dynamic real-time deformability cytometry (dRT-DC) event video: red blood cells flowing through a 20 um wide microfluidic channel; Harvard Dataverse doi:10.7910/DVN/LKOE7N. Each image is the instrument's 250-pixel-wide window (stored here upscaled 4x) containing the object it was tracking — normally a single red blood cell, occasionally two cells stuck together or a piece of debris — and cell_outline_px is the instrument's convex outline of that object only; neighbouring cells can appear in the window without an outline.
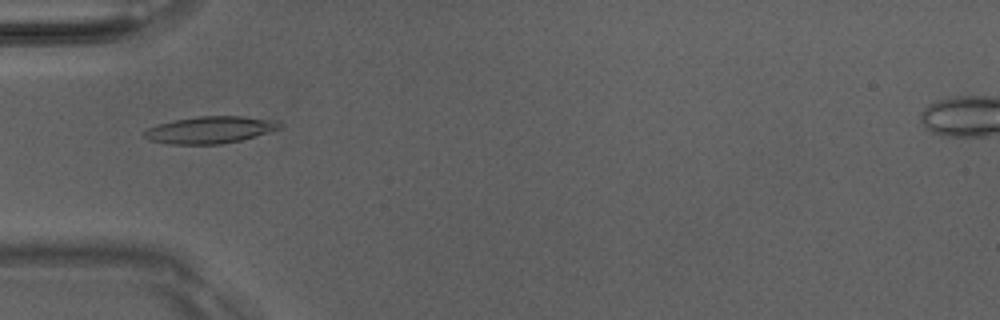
{"species": "Egyptian fruit bat (a non-hibernating species)", "species_latin": "Rousettus aegyptiacus", "temperature_condition": "room temperature", "stored_images_in_passage": 47, "camera_frame_rate_fps": 3000, "um_per_image_px": 0.085, "animal": {"sex": "male"}, "frame": {"image": 1, "passage_image": 13, "time_ms": 4.0, "image_size_px": [1000, 320], "cell_outline_px": [[284, 124], [280, 128], [268, 132], [240, 140], [220, 144], [168, 144], [148, 140], [144, 136], [144, 132], [148, 128], [160, 124], [176, 120], [196, 116], [240, 116], [280, 120]], "centroid_in_image_um": [17.89, 11.03], "position_along_channel_um": 67.1, "area_um2": 21.21}}
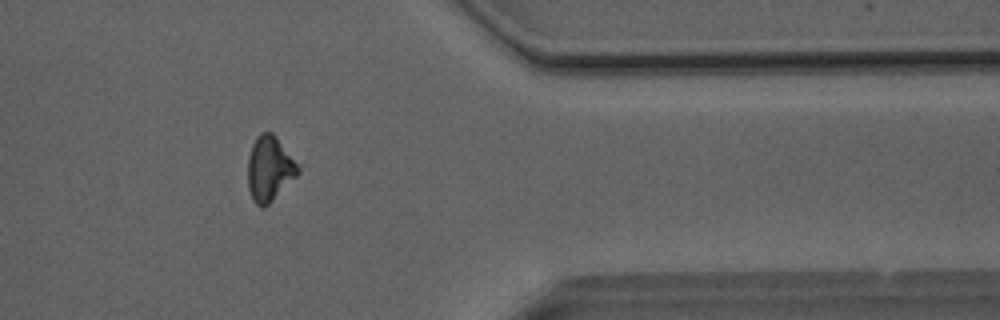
{"frame": {"image": 2, "passage_image": 38, "time_ms": 12.333, "image_size_px": [1000, 320], "cell_outline_px": [[304, 164], [300, 172], [268, 204], [260, 208], [252, 200], [248, 188], [248, 156], [252, 144], [256, 136], [260, 132], [272, 132]], "centroid_in_image_um": [22.97, 14.28], "position_along_channel_um": 388.4, "area_um2": 19.71}}
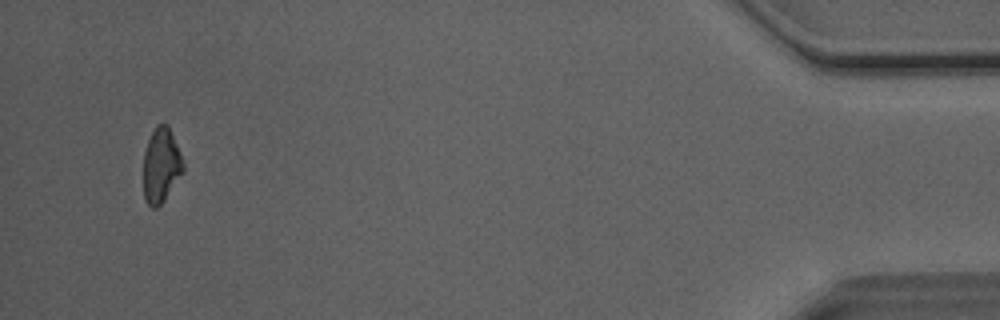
{"frame": {"image": 3, "passage_image": 45, "time_ms": 14.667, "image_size_px": [1000, 320], "cell_outline_px": [[184, 172], [164, 200], [156, 208], [152, 208], [144, 200], [144, 152], [148, 140], [156, 124], [168, 124], [184, 164]], "centroid_in_image_um": [13.69, 14.06], "position_along_channel_um": 421.5, "area_um2": 17.22}, "authors_computed_cell_mechanics": {"area_um2": 20.2878, "velocity_mm_per_s": 4.0693, "shape_relaxation_time_tau1_ms": null, "shape_relaxation_time_tau2_ms": 5.6354, "deformation_change_tau1": null, "deformation_change_tau2": 0.2121}}